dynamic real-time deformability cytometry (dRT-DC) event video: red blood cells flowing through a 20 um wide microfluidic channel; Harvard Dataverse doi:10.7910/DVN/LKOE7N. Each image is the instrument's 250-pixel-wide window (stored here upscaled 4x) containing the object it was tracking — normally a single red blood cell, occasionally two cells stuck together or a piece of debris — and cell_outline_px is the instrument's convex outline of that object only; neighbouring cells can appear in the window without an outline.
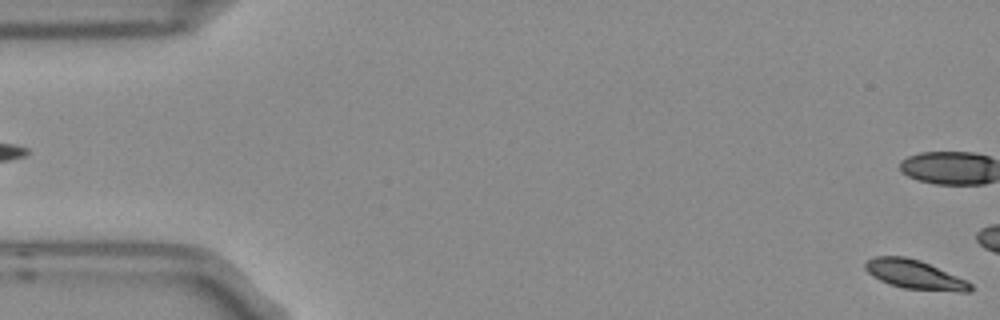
{"species": "Egyptian fruit bat (a non-hibernating species)", "species_latin": "Rousettus aegyptiacus", "temperature_condition": "room temperature", "stored_images_in_passage": 5, "segment_of_instrument_passage": [2, 2], "camera_frame_rate_fps": 3000, "um_per_image_px": 0.085, "frame": {"image": 1, "passage_image": 5, "time_ms": 1.333, "image_size_px": [1000, 320], "cell_outline_px": [[972, 288], [968, 292], [960, 292], [904, 288], [888, 284], [872, 276], [864, 268], [864, 264], [868, 260], [876, 256], [904, 256], [920, 260], [964, 280], [972, 284]], "centroid_in_image_um": [77.7, 23.34], "position_along_channel_um": 7.3, "area_um2": 17.51}}